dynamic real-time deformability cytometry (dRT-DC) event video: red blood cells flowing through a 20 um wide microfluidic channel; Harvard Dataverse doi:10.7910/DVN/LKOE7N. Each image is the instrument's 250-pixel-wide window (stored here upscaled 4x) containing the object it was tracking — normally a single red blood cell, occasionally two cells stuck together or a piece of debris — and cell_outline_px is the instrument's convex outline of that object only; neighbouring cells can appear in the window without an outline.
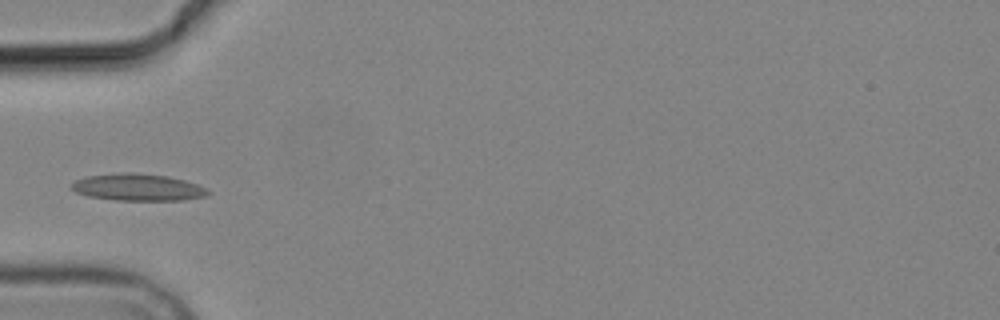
{"species": "common noctule bat (a hibernating species)", "species_latin": "Nyctalus noctula", "temperature_condition": "cold", "stored_images_in_passage": 5, "camera_frame_rate_fps": 3000, "um_per_image_px": 0.085, "animal": {"sex": "male", "body_mass_g": 19.2, "forearm_length_mm": 51.8}, "frame": {"image": 1, "passage_image": 5, "time_ms": 4.667, "image_size_px": [1000, 320], "cell_outline_px": [[208, 192], [204, 196], [184, 200], [116, 200], [88, 196], [76, 192], [72, 188], [72, 184], [76, 180], [84, 176], [124, 172], [132, 172], [168, 176], [184, 180], [208, 188]], "centroid_in_image_um": [11.7, 15.91], "position_along_channel_um": 73.3, "area_um2": 21.33}}